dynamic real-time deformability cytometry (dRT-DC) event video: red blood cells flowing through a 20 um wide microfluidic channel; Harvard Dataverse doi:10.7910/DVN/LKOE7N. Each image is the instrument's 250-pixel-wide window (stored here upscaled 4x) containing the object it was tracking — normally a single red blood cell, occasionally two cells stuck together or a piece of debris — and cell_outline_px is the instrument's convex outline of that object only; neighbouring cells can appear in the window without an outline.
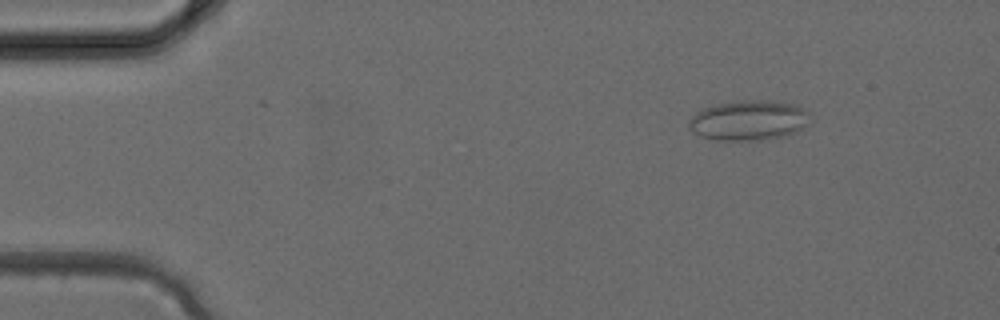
{"species": "common noctule bat (a hibernating species)", "species_latin": "Nyctalus noctula", "temperature_condition": "cold", "stored_images_in_passage": 3, "camera_frame_rate_fps": 3000, "um_per_image_px": 0.085, "animal": {"sex": "female", "body_mass_g": 24.6, "forearm_length_mm": 56.2}, "frame": {"image": 1, "passage_image": 1, "time_ms": 0.0, "image_size_px": [1000, 320], "cell_outline_px": [[808, 124], [796, 132], [788, 136], [760, 140], [716, 140], [700, 136], [692, 132], [688, 124], [688, 120], [700, 108], [740, 100], [764, 100], [792, 104], [808, 112]], "centroid_in_image_um": [63.6, 10.24], "position_along_channel_um": 21.4, "area_um2": 28.26}}